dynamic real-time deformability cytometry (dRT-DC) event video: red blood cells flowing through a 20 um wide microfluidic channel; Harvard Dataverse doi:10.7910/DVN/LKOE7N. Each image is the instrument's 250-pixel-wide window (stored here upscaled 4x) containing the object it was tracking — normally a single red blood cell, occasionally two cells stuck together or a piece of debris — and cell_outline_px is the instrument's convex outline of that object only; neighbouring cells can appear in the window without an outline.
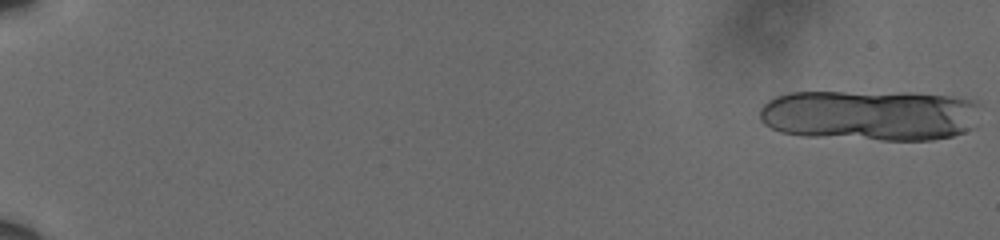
{"species": "human", "species_latin": "Homo sapiens", "temperature_condition": "cold", "stored_images_in_passage": 17, "camera_frame_rate_fps": 3000, "um_per_image_px": 0.085, "donor": {"sex": "male"}, "frame": {"image": 1, "passage_image": 1, "time_ms": 0.0, "image_size_px": [1000, 240], "cell_outline_px": [[980, 104], [976, 128], [952, 136], [932, 140], [880, 140], [804, 136], [780, 132], [764, 124], [760, 120], [760, 108], [768, 100], [776, 96], [792, 92], [916, 92], [952, 96], [976, 100]], "centroid_in_image_um": [74.02, 9.79], "position_along_channel_um": 11.0, "area_um2": 66.76}}